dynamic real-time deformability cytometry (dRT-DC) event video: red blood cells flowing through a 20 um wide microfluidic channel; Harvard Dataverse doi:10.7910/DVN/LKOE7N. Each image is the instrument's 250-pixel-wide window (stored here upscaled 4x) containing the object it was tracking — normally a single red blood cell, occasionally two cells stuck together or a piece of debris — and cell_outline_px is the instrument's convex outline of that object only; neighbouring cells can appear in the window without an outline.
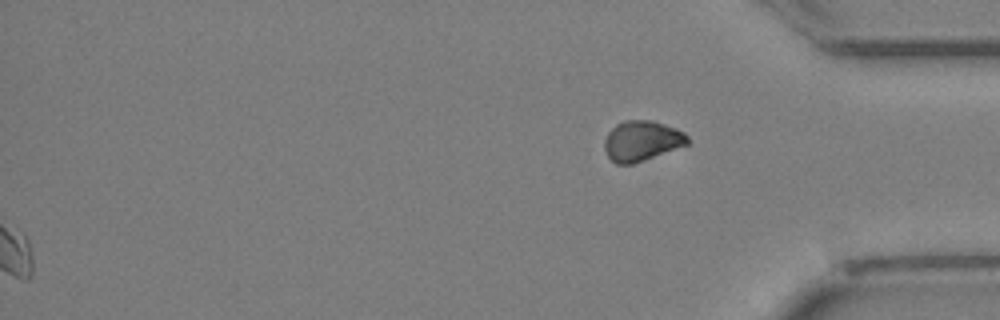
{"species": "Egyptian fruit bat (a non-hibernating species)", "species_latin": "Rousettus aegyptiacus", "temperature_condition": "cold", "stored_images_in_passage": 26, "segment_of_instrument_passage": [2, 2], "camera_frame_rate_fps": 3000, "um_per_image_px": 0.085, "animal": {"sex": "female"}, "frame": {"image": 1, "passage_image": 26, "time_ms": 8.333, "image_size_px": [1000, 320], "cell_outline_px": [[688, 144], [632, 164], [616, 164], [608, 156], [604, 148], [604, 140], [608, 132], [616, 124], [624, 120], [652, 120], [676, 128], [684, 132], [688, 136]], "centroid_in_image_um": [54.53, 11.96], "position_along_channel_um": 380.7, "area_um2": 19.36}}